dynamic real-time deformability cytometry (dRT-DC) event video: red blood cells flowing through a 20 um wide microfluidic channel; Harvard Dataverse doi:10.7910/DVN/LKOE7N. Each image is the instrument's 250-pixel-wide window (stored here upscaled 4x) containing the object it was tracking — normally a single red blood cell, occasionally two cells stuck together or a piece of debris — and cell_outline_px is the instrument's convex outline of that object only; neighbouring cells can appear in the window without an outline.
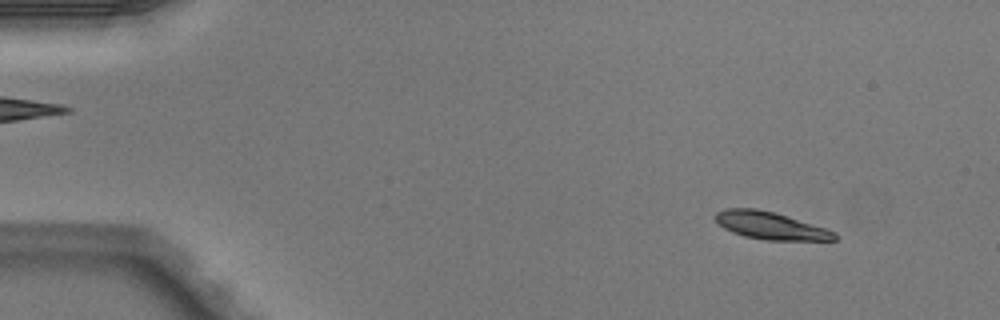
{"species": "Egyptian fruit bat (a non-hibernating species)", "species_latin": "Rousettus aegyptiacus", "temperature_condition": "warm", "stored_images_in_passage": 50, "camera_frame_rate_fps": 3000, "um_per_image_px": 0.085, "animal": {"sex": "male"}, "frame": {"image": 1, "passage_image": 5, "time_ms": 1.333, "image_size_px": [1000, 320], "cell_outline_px": [[836, 240], [768, 240], [744, 236], [732, 232], [724, 228], [716, 220], [716, 212], [724, 208], [756, 208], [776, 212], [836, 232]], "centroid_in_image_um": [65.47, 19.17], "position_along_channel_um": 19.5, "area_um2": 18.9}}
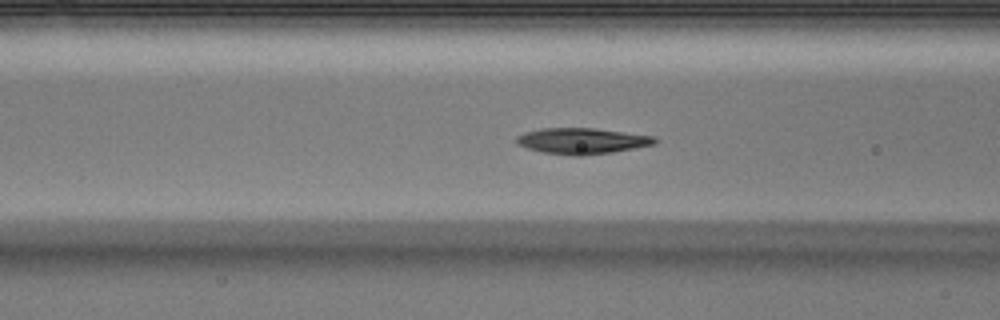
{"frame": {"image": 2, "passage_image": 20, "time_ms": 6.333, "image_size_px": [1000, 320], "cell_outline_px": [[656, 144], [612, 152], [584, 156], [572, 156], [544, 152], [528, 148], [516, 144], [516, 136], [524, 132], [540, 128], [592, 128], [652, 136], [656, 140]], "centroid_in_image_um": [49.41, 11.98], "position_along_channel_um": 117.2, "area_um2": 20.81}}
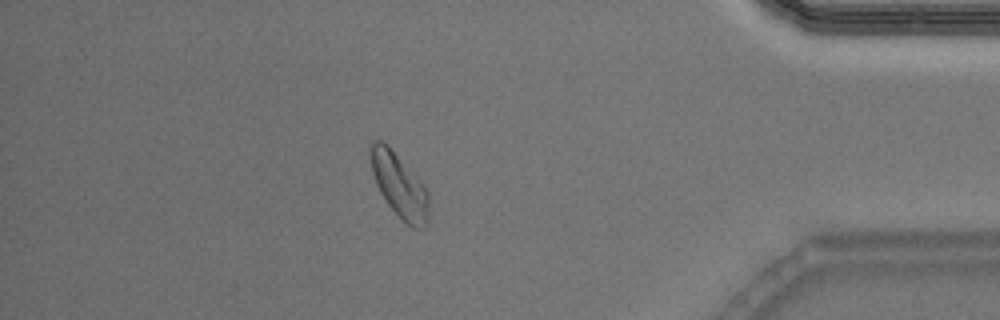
{"frame": {"image": 3, "passage_image": 44, "time_ms": 14.333, "image_size_px": [1000, 320], "cell_outline_px": [[428, 224], [424, 228], [412, 228], [388, 204], [380, 192], [376, 184], [372, 172], [368, 156], [372, 140], [380, 140], [388, 144], [424, 184], [428, 192]], "centroid_in_image_um": [33.93, 15.72], "position_along_channel_um": 401.3, "area_um2": 21.85}, "authors_computed_cell_mechanics": {"area_um2": 20.1722, "velocity_mm_per_s": 3.9968, "shape_relaxation_time_tau1_ms": 2.5308, "shape_relaxation_time_tau2_ms": 2.3061, "deformation_change_tau1": 0.1169, "deformation_change_tau2": 0.0612}}